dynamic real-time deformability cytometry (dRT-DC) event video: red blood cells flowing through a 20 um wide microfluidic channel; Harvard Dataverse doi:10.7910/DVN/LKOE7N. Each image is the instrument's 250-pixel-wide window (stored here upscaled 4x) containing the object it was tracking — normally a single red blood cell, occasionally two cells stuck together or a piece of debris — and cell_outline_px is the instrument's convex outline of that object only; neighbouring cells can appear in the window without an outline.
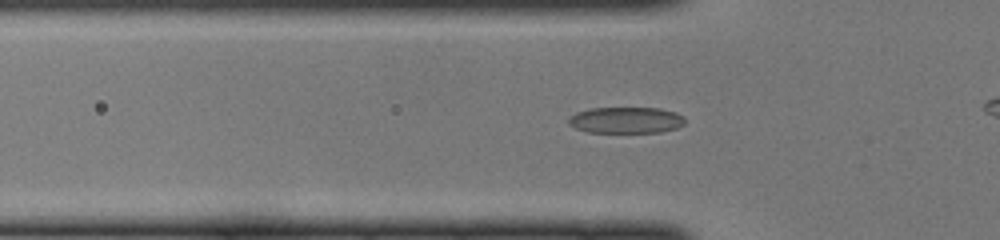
{"species": "common noctule bat (a hibernating species)", "species_latin": "Nyctalus noctula", "temperature_condition": "cold", "stored_images_in_passage": 40, "camera_frame_rate_fps": 3000, "um_per_image_px": 0.085, "animal": {"sex": "female", "body_mass_g": 22.0, "forearm_length_mm": 56.7}, "frame": {"image": 1, "passage_image": 16, "time_ms": 5.0, "image_size_px": [1000, 240], "cell_outline_px": [[684, 124], [676, 128], [660, 132], [588, 132], [576, 128], [568, 124], [568, 120], [576, 112], [588, 108], [660, 108], [676, 112], [684, 116]], "centroid_in_image_um": [53.22, 10.2], "position_along_channel_um": 72.6, "area_um2": 17.8}}
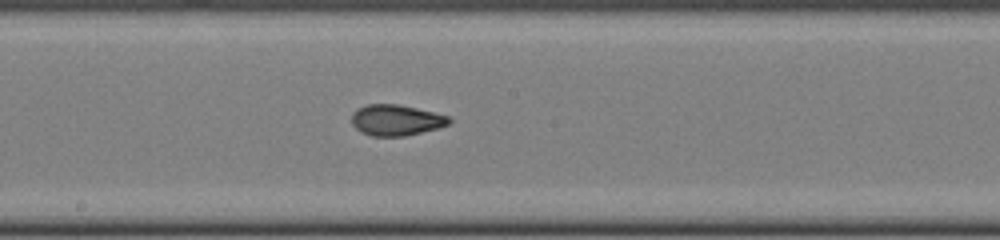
{"frame": {"image": 2, "passage_image": 26, "time_ms": 8.333, "image_size_px": [1000, 240], "cell_outline_px": [[452, 120], [448, 124], [440, 128], [404, 136], [372, 136], [360, 132], [352, 124], [352, 112], [356, 108], [368, 104], [400, 104], [448, 116]], "centroid_in_image_um": [33.64, 10.21], "position_along_channel_um": 214.6, "area_um2": 17.63}}
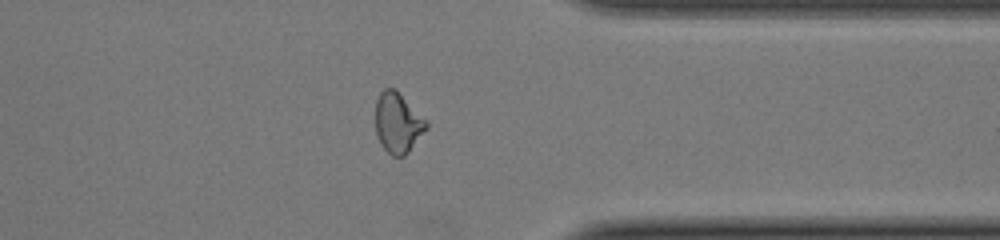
{"frame": {"image": 3, "passage_image": 38, "time_ms": 12.333, "image_size_px": [1000, 240], "cell_outline_px": [[428, 128], [408, 152], [404, 156], [392, 156], [380, 144], [376, 132], [376, 100], [380, 92], [384, 88], [392, 88], [428, 120]], "centroid_in_image_um": [33.82, 10.46], "position_along_channel_um": 377.6, "area_um2": 17.69}}